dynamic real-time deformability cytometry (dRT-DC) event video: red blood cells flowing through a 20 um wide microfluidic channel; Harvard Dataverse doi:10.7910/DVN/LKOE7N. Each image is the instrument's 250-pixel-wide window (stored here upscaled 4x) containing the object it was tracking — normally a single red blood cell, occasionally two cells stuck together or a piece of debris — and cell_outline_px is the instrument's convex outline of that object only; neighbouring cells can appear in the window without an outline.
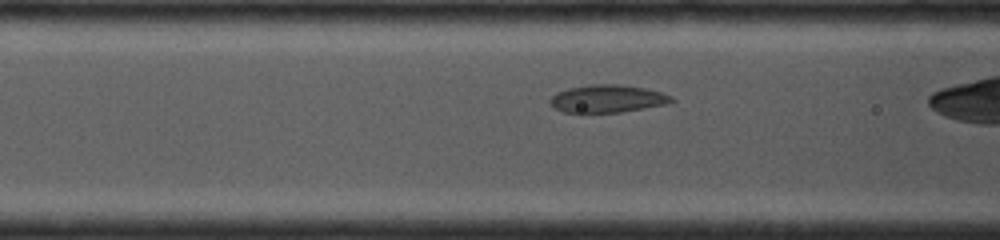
{"species": "common noctule bat (a hibernating species)", "species_latin": "Nyctalus noctula", "temperature_condition": "cold", "stored_images_in_passage": 34, "camera_frame_rate_fps": 4000, "um_per_image_px": 0.085, "animal": {"sex": "female", "body_mass_g": 19.0, "forearm_length_mm": 53.3}, "frame": {"image": 1, "passage_image": 7, "time_ms": 1.5, "image_size_px": [1000, 240], "cell_outline_px": [[676, 100], [668, 104], [620, 112], [564, 112], [556, 108], [548, 100], [556, 92], [568, 88], [588, 84], [620, 84], [644, 88], [660, 92], [672, 96]], "centroid_in_image_um": [51.65, 8.38], "position_along_channel_um": 115.0, "area_um2": 19.54}}
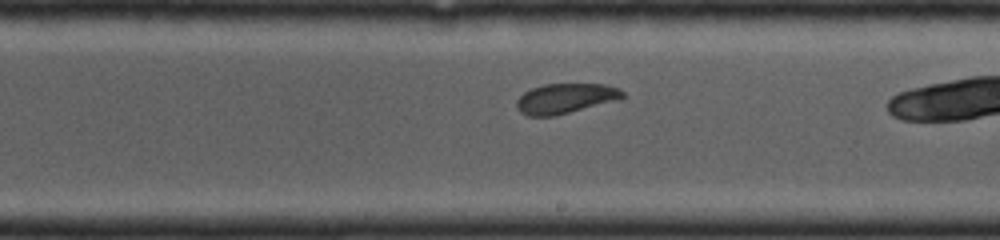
{"frame": {"image": 2, "passage_image": 18, "time_ms": 4.25, "image_size_px": [1000, 240], "cell_outline_px": [[624, 96], [620, 100], [556, 116], [528, 116], [520, 112], [516, 108], [516, 100], [524, 92], [532, 88], [544, 84], [604, 84], [620, 88], [624, 92]], "centroid_in_image_um": [48.08, 8.38], "position_along_channel_um": 240.9, "area_um2": 18.84}}
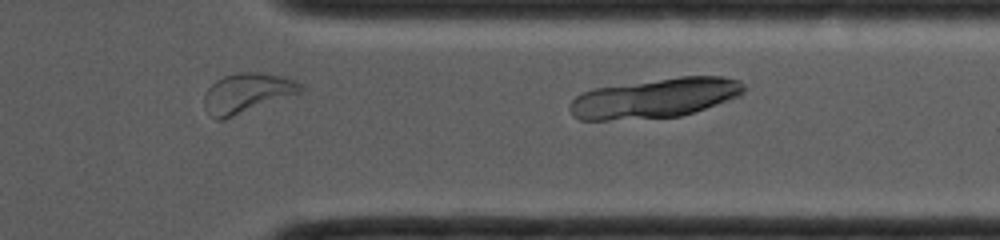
{"frame": {"image": 3, "passage_image": 31, "time_ms": 7.5, "image_size_px": [1000, 240], "cell_outline_px": [[304, 92], [224, 120], [216, 120], [212, 116], [204, 104], [204, 92], [216, 80], [224, 76], [236, 72], [260, 72], [280, 76], [296, 80], [304, 88]], "centroid_in_image_um": [21.02, 7.91], "position_along_channel_um": 390.4, "area_um2": 22.54}}